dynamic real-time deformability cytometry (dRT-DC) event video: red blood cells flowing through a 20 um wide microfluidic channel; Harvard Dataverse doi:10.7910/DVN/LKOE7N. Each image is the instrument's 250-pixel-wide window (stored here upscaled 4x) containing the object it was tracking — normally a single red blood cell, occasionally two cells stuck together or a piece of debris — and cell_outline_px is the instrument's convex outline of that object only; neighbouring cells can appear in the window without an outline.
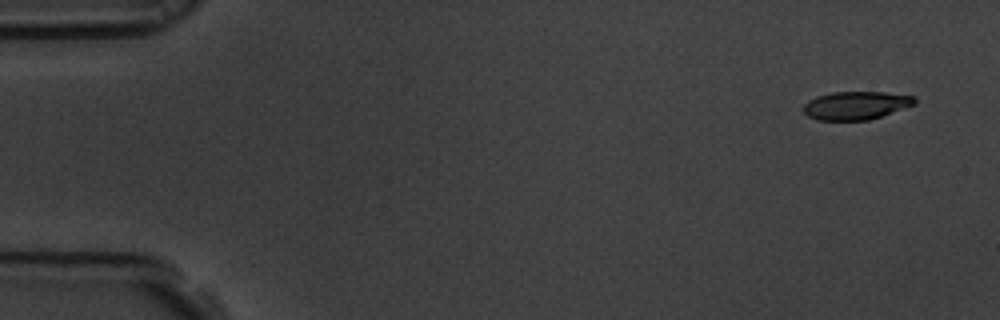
{"species": "common noctule bat (a hibernating species)", "species_latin": "Nyctalus noctula", "temperature_condition": "room temperature", "stored_images_in_passage": 3, "camera_frame_rate_fps": 3000, "um_per_image_px": 0.085, "animal": {"sex": "male", "body_mass_g": 19.5, "forearm_length_mm": 54.6}, "frame": {"image": 1, "passage_image": 1, "time_ms": 0.0, "image_size_px": [1000, 320], "cell_outline_px": [[916, 104], [868, 120], [816, 120], [808, 116], [804, 112], [804, 104], [808, 100], [816, 96], [832, 92], [884, 92], [916, 96]], "centroid_in_image_um": [72.75, 8.95], "position_along_channel_um": 12.3, "area_um2": 18.26}}